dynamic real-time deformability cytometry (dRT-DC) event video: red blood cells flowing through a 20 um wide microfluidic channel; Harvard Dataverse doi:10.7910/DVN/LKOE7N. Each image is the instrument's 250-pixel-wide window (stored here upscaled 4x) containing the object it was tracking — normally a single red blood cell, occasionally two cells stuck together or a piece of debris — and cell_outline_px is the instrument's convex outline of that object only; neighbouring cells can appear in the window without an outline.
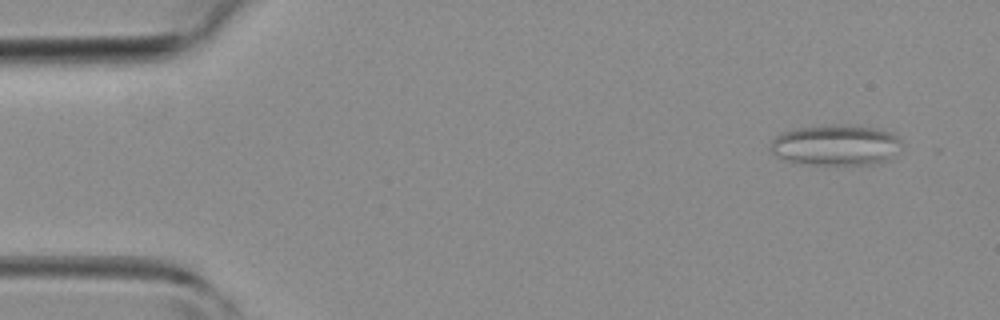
{"species": "common noctule bat (a hibernating species)", "species_latin": "Nyctalus noctula", "temperature_condition": "room temperature", "stored_images_in_passage": 43, "camera_frame_rate_fps": 3000, "um_per_image_px": 0.085, "animal": {"sex": "female", "body_mass_g": 19.3, "forearm_length_mm": 54.1}, "frame": {"image": 1, "passage_image": 3, "time_ms": 0.667, "image_size_px": [1000, 320], "cell_outline_px": [[900, 148], [888, 160], [872, 164], [812, 164], [788, 160], [776, 156], [768, 148], [768, 144], [780, 132], [796, 128], [832, 124], [852, 124], [876, 128], [892, 132], [900, 140]], "centroid_in_image_um": [71.02, 12.3], "position_along_channel_um": 14.0, "area_um2": 31.33}}
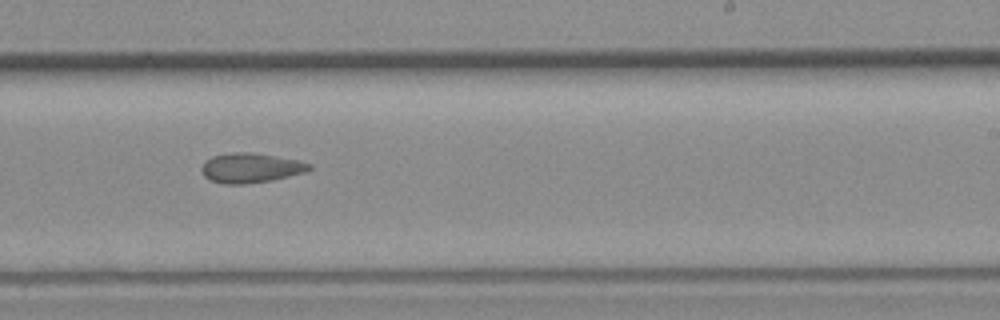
{"frame": {"image": 2, "passage_image": 26, "time_ms": 8.333, "image_size_px": [1000, 320], "cell_outline_px": [[312, 168], [304, 172], [272, 180], [244, 184], [224, 184], [212, 180], [204, 176], [200, 172], [200, 168], [204, 160], [212, 156], [228, 152], [252, 152], [300, 160], [312, 164]], "centroid_in_image_um": [21.27, 14.25], "position_along_channel_um": 267.7, "area_um2": 18.84}}
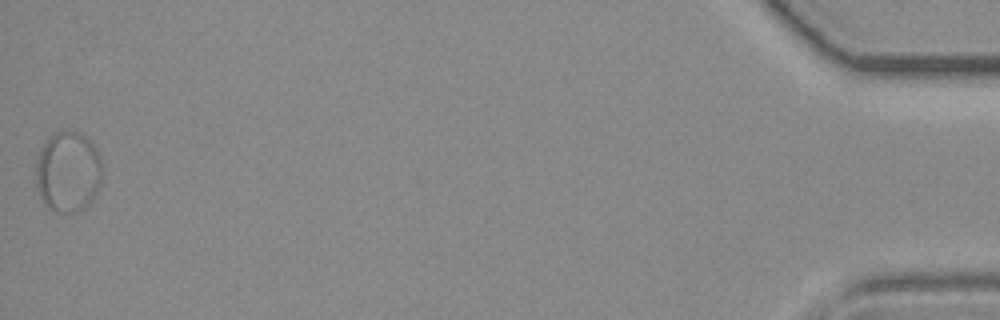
{"frame": {"image": 3, "passage_image": 43, "time_ms": 14.0, "image_size_px": [1000, 320], "cell_outline_px": [[104, 168], [100, 184], [96, 192], [88, 204], [84, 208], [76, 212], [56, 212], [48, 208], [44, 204], [36, 188], [36, 160], [40, 148], [48, 136], [56, 132], [68, 128], [84, 136], [96, 148], [100, 156]], "centroid_in_image_um": [5.77, 14.58], "position_along_channel_um": 429.4, "area_um2": 31.79}}